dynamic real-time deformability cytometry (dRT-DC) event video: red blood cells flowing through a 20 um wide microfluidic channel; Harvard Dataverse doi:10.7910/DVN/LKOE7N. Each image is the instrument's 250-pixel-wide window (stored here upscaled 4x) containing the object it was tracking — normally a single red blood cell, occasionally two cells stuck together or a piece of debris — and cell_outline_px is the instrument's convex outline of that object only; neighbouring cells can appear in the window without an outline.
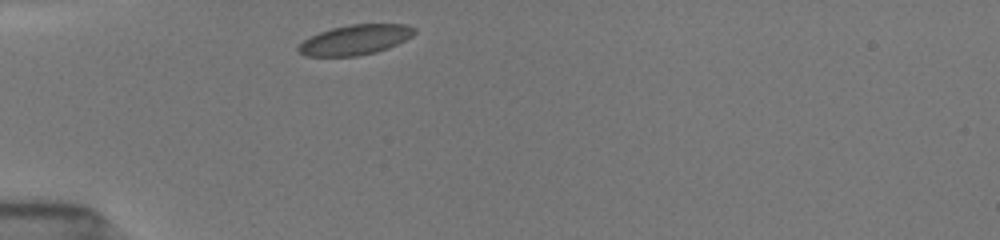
{"species": "common noctule bat (a hibernating species)", "species_latin": "Nyctalus noctula", "temperature_condition": "room temperature", "stored_images_in_passage": 6, "camera_frame_rate_fps": 3000, "um_per_image_px": 0.085, "animal": {"sex": "female", "body_mass_g": 19.5, "forearm_length_mm": 54.1}, "frame": {"image": 1, "passage_image": 1, "time_ms": 0.0, "image_size_px": [1000, 240], "cell_outline_px": [[416, 32], [412, 36], [388, 48], [376, 52], [356, 56], [304, 56], [296, 48], [308, 36], [332, 28], [348, 24], [404, 24], [416, 28]], "centroid_in_image_um": [30.18, 3.38], "position_along_channel_um": 54.8, "area_um2": 20.29}}
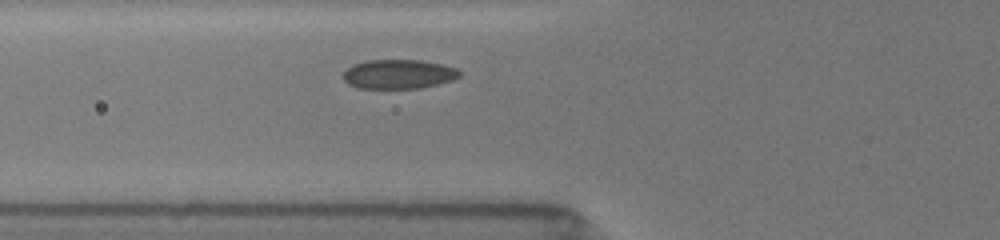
{"frame": {"image": 2, "passage_image": 3, "time_ms": 0.667, "image_size_px": [1000, 240], "cell_outline_px": [[460, 76], [452, 80], [420, 88], [356, 88], [348, 84], [344, 80], [344, 72], [352, 64], [368, 60], [420, 60], [444, 64], [456, 68], [460, 72]], "centroid_in_image_um": [33.87, 6.29], "position_along_channel_um": 91.9, "area_um2": 19.83}}
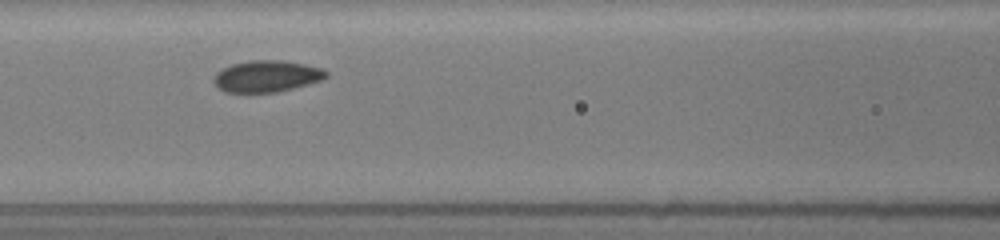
{"frame": {"image": 3, "passage_image": 5, "time_ms": 1.333, "image_size_px": [1000, 240], "cell_outline_px": [[328, 76], [324, 80], [276, 92], [224, 92], [212, 80], [216, 72], [232, 64], [252, 60], [284, 60], [324, 68], [328, 72]], "centroid_in_image_um": [22.71, 6.47], "position_along_channel_um": 143.9, "area_um2": 20.69}}